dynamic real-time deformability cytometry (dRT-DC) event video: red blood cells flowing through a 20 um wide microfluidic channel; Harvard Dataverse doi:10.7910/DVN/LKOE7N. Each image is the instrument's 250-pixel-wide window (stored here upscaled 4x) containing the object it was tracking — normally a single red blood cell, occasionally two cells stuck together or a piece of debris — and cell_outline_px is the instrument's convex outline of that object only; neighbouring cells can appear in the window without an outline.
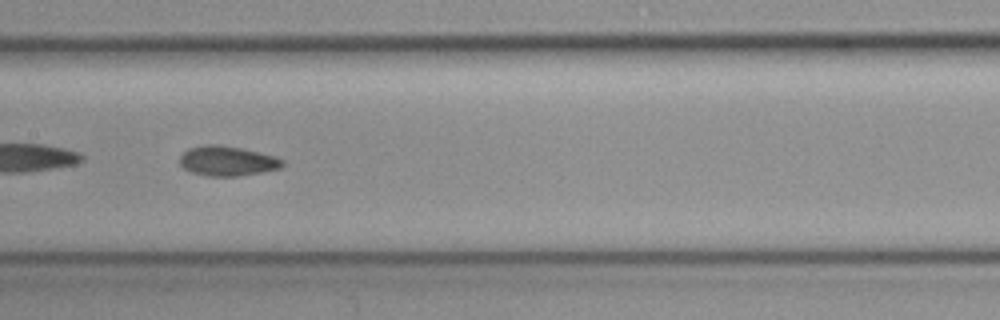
{"species": "common noctule bat (a hibernating species)", "species_latin": "Nyctalus noctula", "temperature_condition": "cold", "stored_images_in_passage": 36, "camera_frame_rate_fps": 3000, "um_per_image_px": 0.085, "animal": {"sex": "female", "body_mass_g": 19.3, "forearm_length_mm": 54.1}, "frame": {"image": 1, "passage_image": 11, "time_ms": 3.333, "image_size_px": [1000, 320], "cell_outline_px": [[284, 164], [280, 168], [264, 172], [236, 176], [208, 176], [192, 172], [184, 168], [180, 164], [180, 156], [188, 148], [208, 144], [216, 144], [240, 148], [276, 156], [284, 160]], "centroid_in_image_um": [19.34, 13.68], "position_along_channel_um": 188.1, "area_um2": 17.8}}